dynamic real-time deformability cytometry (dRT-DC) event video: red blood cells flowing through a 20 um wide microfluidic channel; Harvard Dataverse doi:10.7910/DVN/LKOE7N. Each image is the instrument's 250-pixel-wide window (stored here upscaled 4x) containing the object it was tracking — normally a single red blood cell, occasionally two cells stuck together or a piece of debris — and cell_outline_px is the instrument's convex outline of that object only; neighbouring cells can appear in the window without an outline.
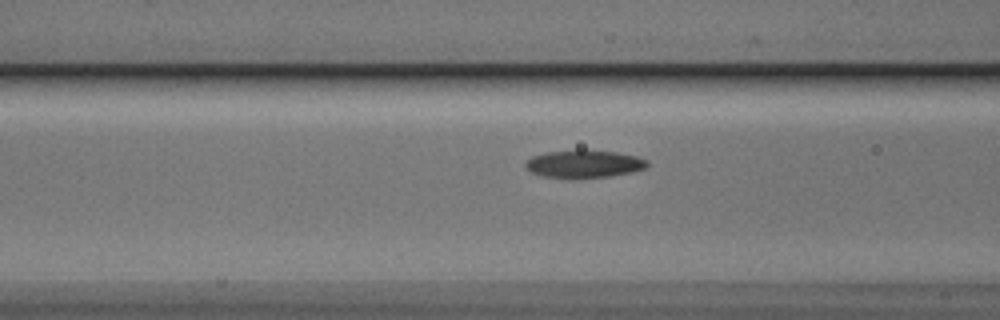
{"species": "Egyptian fruit bat (a non-hibernating species)", "species_latin": "Rousettus aegyptiacus", "temperature_condition": "cold", "stored_images_in_passage": 17, "camera_frame_rate_fps": 3000, "um_per_image_px": 0.085, "animal": {"sex": "male"}, "frame": {"image": 1, "passage_image": 15, "time_ms": 4.667, "image_size_px": [1000, 320], "cell_outline_px": [[648, 164], [644, 168], [632, 172], [608, 176], [572, 180], [540, 176], [532, 172], [524, 164], [532, 156], [548, 152], [580, 148], [584, 148], [616, 152], [636, 156], [648, 160]], "centroid_in_image_um": [49.62, 13.93], "position_along_channel_um": 117.0, "area_um2": 20.29}}